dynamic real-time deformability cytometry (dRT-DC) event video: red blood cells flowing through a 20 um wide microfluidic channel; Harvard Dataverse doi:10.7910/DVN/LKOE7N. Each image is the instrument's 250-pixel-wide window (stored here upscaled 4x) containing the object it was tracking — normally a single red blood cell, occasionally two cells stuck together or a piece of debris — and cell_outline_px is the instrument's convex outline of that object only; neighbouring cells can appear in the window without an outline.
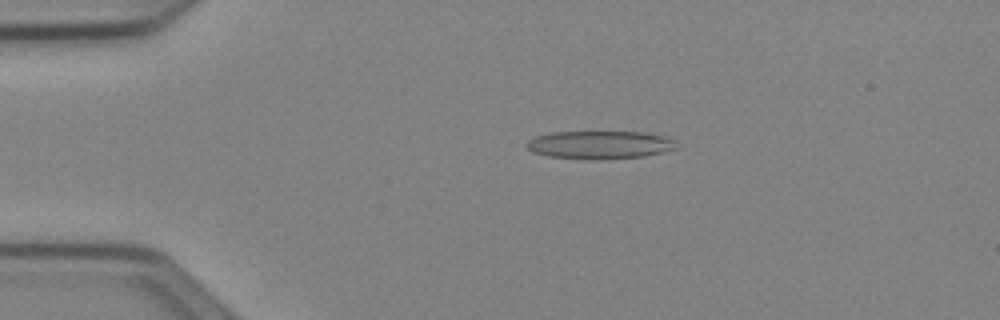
{"species": "Egyptian fruit bat (a non-hibernating species)", "species_latin": "Rousettus aegyptiacus", "temperature_condition": "cold", "stored_images_in_passage": 51, "camera_frame_rate_fps": 3000, "um_per_image_px": 0.085, "animal": {"sex": "female"}, "frame": {"image": 1, "passage_image": 10, "time_ms": 3.0, "image_size_px": [1000, 320], "cell_outline_px": [[676, 148], [644, 156], [596, 160], [592, 160], [548, 156], [532, 152], [524, 144], [528, 140], [536, 136], [552, 132], [644, 132], [664, 136], [672, 140]], "centroid_in_image_um": [50.91, 12.31], "position_along_channel_um": 34.1, "area_um2": 24.33}}
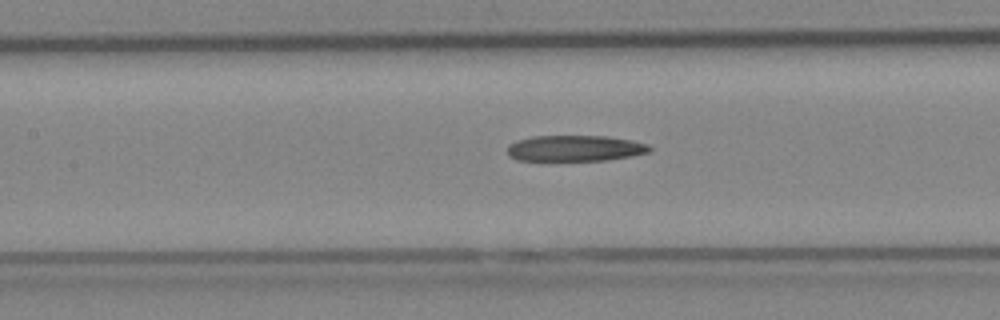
{"frame": {"image": 2, "passage_image": 23, "time_ms": 7.333, "image_size_px": [1000, 320], "cell_outline_px": [[652, 148], [648, 152], [632, 156], [604, 160], [516, 160], [508, 156], [508, 144], [516, 140], [532, 136], [604, 136], [632, 140], [648, 144]], "centroid_in_image_um": [48.85, 12.6], "position_along_channel_um": 158.6, "area_um2": 21.5}}
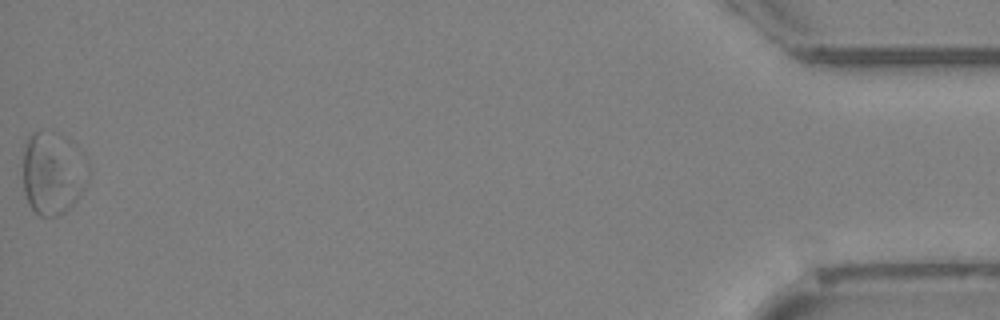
{"frame": {"image": 3, "passage_image": 51, "time_ms": 16.667, "image_size_px": [1000, 320], "cell_outline_px": [[92, 168], [88, 184], [80, 196], [64, 212], [56, 216], [40, 216], [28, 204], [24, 192], [24, 144], [28, 136], [32, 132], [40, 132], [76, 144], [84, 152]], "centroid_in_image_um": [4.56, 14.76], "position_along_channel_um": 430.6, "area_um2": 31.67}}